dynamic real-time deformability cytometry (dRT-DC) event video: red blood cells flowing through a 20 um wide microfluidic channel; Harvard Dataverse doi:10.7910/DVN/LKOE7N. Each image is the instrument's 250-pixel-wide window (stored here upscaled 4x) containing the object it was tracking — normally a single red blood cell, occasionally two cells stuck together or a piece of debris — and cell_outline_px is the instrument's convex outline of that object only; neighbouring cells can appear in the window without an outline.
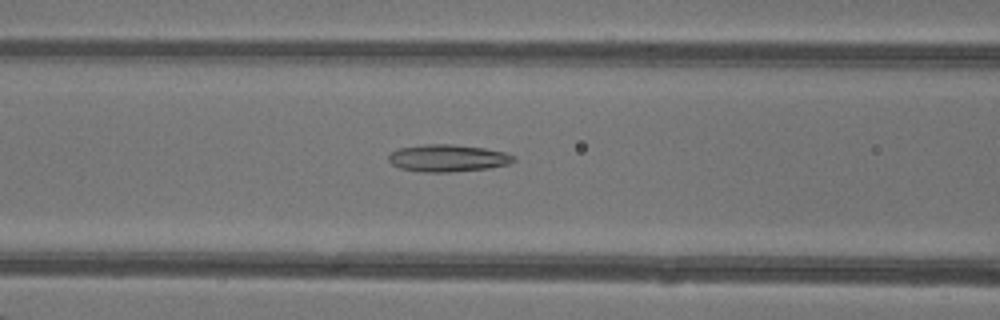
{"species": "common noctule bat (a hibernating species)", "species_latin": "Nyctalus noctula", "temperature_condition": "warm", "stored_images_in_passage": 48, "camera_frame_rate_fps": 3000, "um_per_image_px": 0.085, "animal": {"sex": "female"}, "frame": {"image": 1, "passage_image": 21, "time_ms": 6.667, "image_size_px": [1000, 320], "cell_outline_px": [[516, 160], [508, 164], [488, 168], [452, 172], [424, 172], [400, 168], [392, 164], [388, 160], [388, 156], [392, 152], [400, 148], [424, 144], [452, 144], [484, 148], [504, 152], [516, 156]], "centroid_in_image_um": [38.07, 13.44], "position_along_channel_um": 128.5, "area_um2": 19.77}}
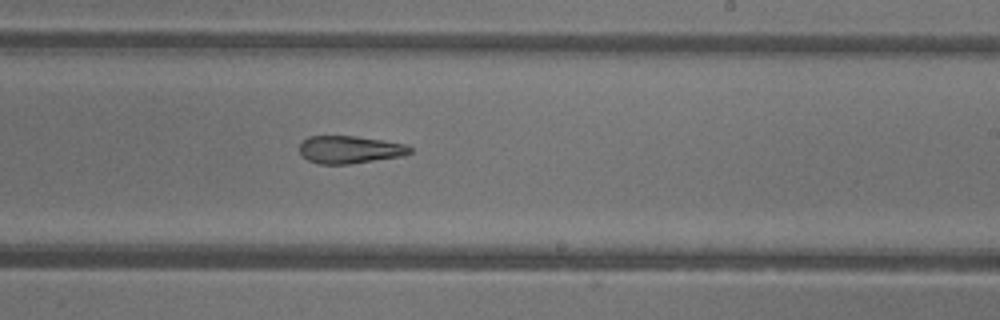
{"frame": {"image": 2, "passage_image": 30, "time_ms": 9.667, "image_size_px": [1000, 320], "cell_outline_px": [[412, 152], [400, 156], [348, 164], [320, 164], [308, 160], [300, 156], [300, 144], [308, 136], [356, 136], [384, 140], [408, 144], [412, 148]], "centroid_in_image_um": [29.73, 12.71], "position_along_channel_um": 259.3, "area_um2": 17.8}}
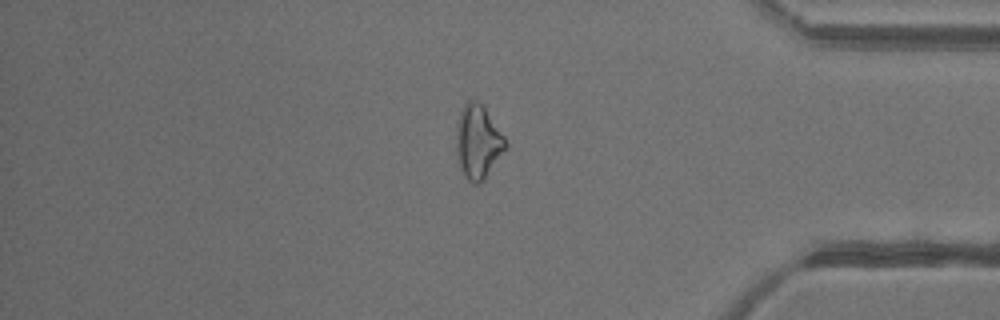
{"frame": {"image": 3, "passage_image": 41, "time_ms": 13.333, "image_size_px": [1000, 320], "cell_outline_px": [[508, 148], [484, 180], [480, 184], [476, 184], [468, 180], [464, 176], [460, 168], [456, 152], [456, 124], [460, 112], [464, 104], [468, 100], [476, 100], [484, 108], [504, 136], [508, 144]], "centroid_in_image_um": [40.63, 12.09], "position_along_channel_um": 394.6, "area_um2": 21.33}, "authors_computed_cell_mechanics": {"area_um2": 21.5594, "velocity_mm_per_s": 4.3784, "shape_relaxation_time_tau1_ms": null, "shape_relaxation_time_tau2_ms": 4.5819, "deformation_change_tau1": null, "deformation_change_tau2": 0.1685}}